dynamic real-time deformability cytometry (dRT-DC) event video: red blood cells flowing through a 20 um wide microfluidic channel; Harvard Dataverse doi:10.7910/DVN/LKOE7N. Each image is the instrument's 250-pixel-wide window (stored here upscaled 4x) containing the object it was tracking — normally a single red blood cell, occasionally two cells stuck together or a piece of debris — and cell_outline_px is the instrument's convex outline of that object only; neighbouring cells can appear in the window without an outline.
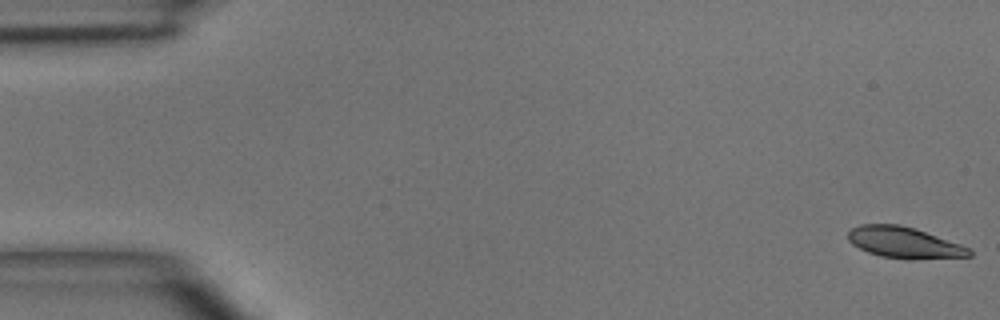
{"species": "common noctule bat (a hibernating species)", "species_latin": "Nyctalus noctula", "temperature_condition": "room temperature", "stored_images_in_passage": 4, "camera_frame_rate_fps": 3000, "um_per_image_px": 0.085, "animal": {"sex": "male", "body_mass_g": 15.6}, "frame": {"image": 1, "passage_image": 1, "time_ms": 0.0, "image_size_px": [1000, 320], "cell_outline_px": [[972, 256], [908, 260], [880, 256], [868, 252], [852, 244], [848, 240], [848, 232], [852, 228], [860, 224], [900, 224], [916, 228], [960, 244], [968, 248], [972, 252]], "centroid_in_image_um": [76.85, 20.62], "position_along_channel_um": 8.2, "area_um2": 22.14}}
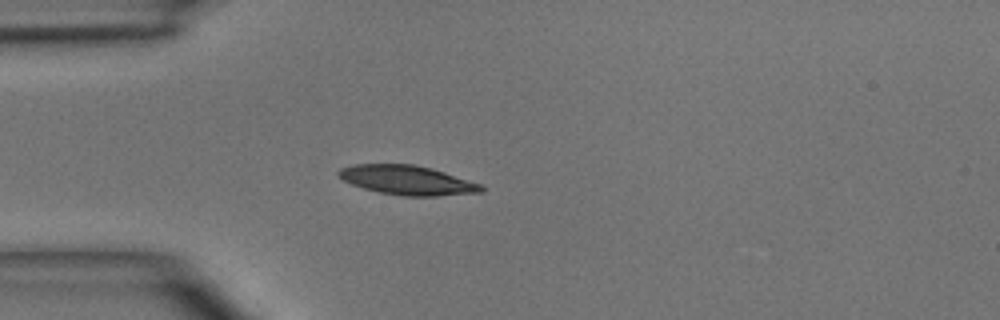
{"frame": {"image": 2, "passage_image": 4, "time_ms": 4.0, "image_size_px": [1000, 320], "cell_outline_px": [[484, 192], [436, 196], [400, 196], [380, 192], [364, 188], [352, 184], [336, 176], [336, 172], [340, 168], [356, 164], [416, 164], [432, 168], [480, 184], [484, 188]], "centroid_in_image_um": [34.59, 15.31], "position_along_channel_um": 50.4, "area_um2": 24.39}}